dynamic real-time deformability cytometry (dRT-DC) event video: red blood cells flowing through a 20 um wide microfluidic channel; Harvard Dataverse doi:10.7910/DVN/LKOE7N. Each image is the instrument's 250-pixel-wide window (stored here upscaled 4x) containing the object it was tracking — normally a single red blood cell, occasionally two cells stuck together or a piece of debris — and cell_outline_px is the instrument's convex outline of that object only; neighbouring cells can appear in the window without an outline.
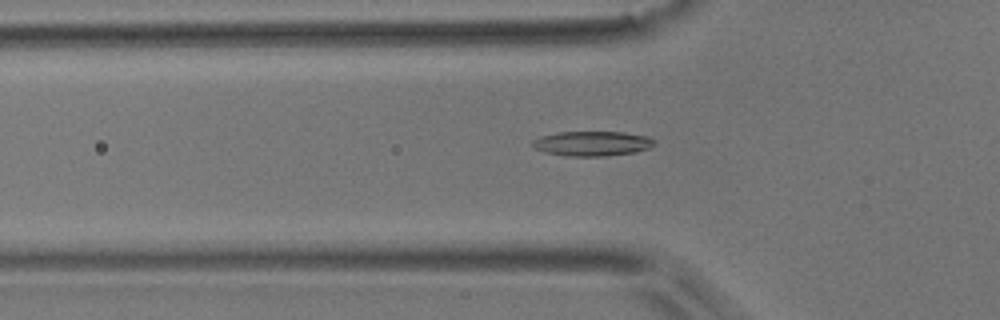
{"species": "common noctule bat (a hibernating species)", "species_latin": "Nyctalus noctula", "temperature_condition": "room temperature", "stored_images_in_passage": 38, "camera_frame_rate_fps": 3000, "um_per_image_px": 0.085, "animal": {"sex": "male", "body_mass_g": 17.9}, "frame": {"image": 1, "passage_image": 2, "time_ms": 0.333, "image_size_px": [1000, 320], "cell_outline_px": [[656, 144], [648, 148], [636, 152], [604, 156], [564, 156], [544, 152], [536, 148], [532, 144], [532, 140], [540, 136], [560, 132], [624, 132], [648, 136], [656, 140]], "centroid_in_image_um": [50.36, 12.2], "position_along_channel_um": 75.4, "area_um2": 17.69}}
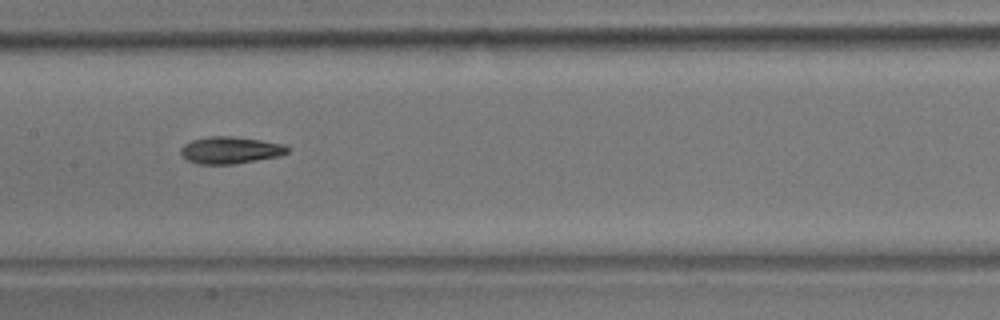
{"frame": {"image": 2, "passage_image": 11, "time_ms": 3.333, "image_size_px": [1000, 320], "cell_outline_px": [[288, 152], [280, 156], [232, 164], [196, 164], [180, 156], [180, 148], [184, 144], [192, 140], [208, 136], [232, 136], [260, 140], [284, 144], [288, 148]], "centroid_in_image_um": [19.53, 12.76], "position_along_channel_um": 187.9, "area_um2": 16.82}}
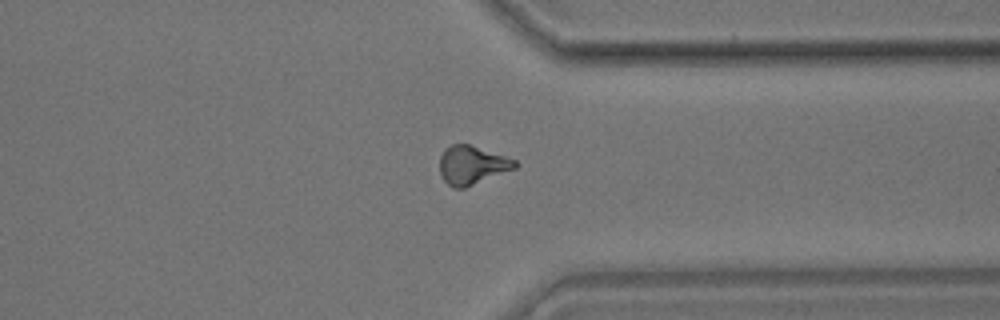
{"frame": {"image": 3, "passage_image": 26, "time_ms": 8.333, "image_size_px": [1000, 320], "cell_outline_px": [[520, 164], [516, 168], [464, 188], [452, 188], [440, 176], [440, 156], [444, 148], [452, 144], [468, 144], [516, 160]], "centroid_in_image_um": [40.1, 14.04], "position_along_channel_um": 371.3, "area_um2": 16.88}, "authors_computed_cell_mechanics": {"area_um2": 16.4152, "velocity_mm_per_s": 3.7051, "shape_relaxation_time_tau1_ms": null, "shape_relaxation_time_tau2_ms": 4.784, "deformation_change_tau1": null, "deformation_change_tau2": 0.1285}}